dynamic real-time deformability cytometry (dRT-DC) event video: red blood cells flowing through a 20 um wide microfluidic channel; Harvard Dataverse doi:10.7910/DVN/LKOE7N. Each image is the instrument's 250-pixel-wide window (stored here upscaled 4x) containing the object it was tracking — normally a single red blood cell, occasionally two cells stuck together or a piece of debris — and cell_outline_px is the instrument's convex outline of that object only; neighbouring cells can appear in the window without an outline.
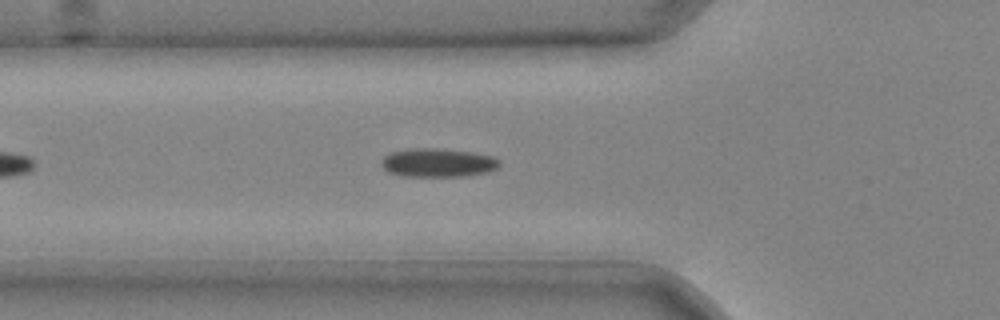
{"species": "common noctule bat (a hibernating species)", "species_latin": "Nyctalus noctula", "temperature_condition": "cold", "stored_images_in_passage": 13, "camera_frame_rate_fps": 3000, "um_per_image_px": 0.085, "animal": {"sex": "male", "body_mass_g": 20.4}, "frame": {"image": 1, "passage_image": 2, "time_ms": 0.333, "image_size_px": [1000, 320], "cell_outline_px": [[500, 164], [496, 168], [484, 172], [464, 176], [404, 176], [388, 172], [380, 164], [380, 160], [384, 156], [392, 152], [412, 148], [436, 148], [472, 152], [492, 156], [500, 160]], "centroid_in_image_um": [37.18, 13.82], "position_along_channel_um": 88.6, "area_um2": 19.59}}
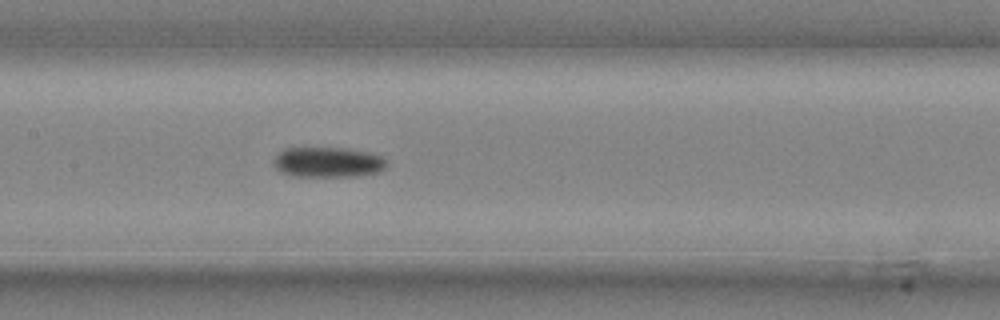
{"frame": {"image": 2, "passage_image": 8, "time_ms": 2.333, "image_size_px": [1000, 320], "cell_outline_px": [[388, 164], [380, 172], [360, 176], [292, 176], [280, 172], [276, 168], [272, 160], [284, 148], [344, 148], [372, 152], [380, 156]], "centroid_in_image_um": [27.88, 13.79], "position_along_channel_um": 179.5, "area_um2": 20.06}}
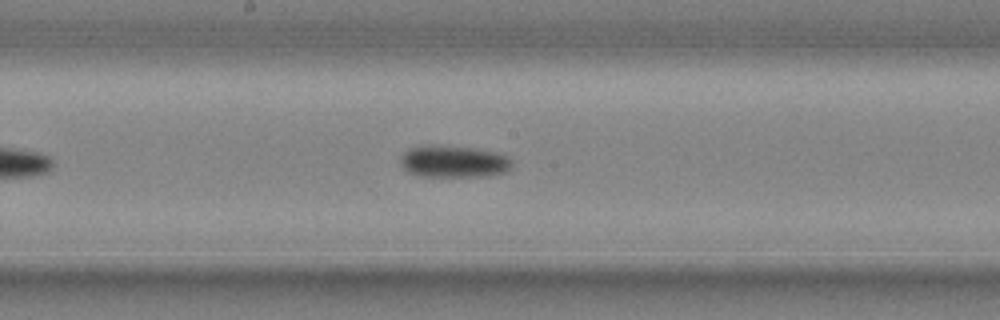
{"frame": {"image": 3, "passage_image": 10, "time_ms": 3.0, "image_size_px": [1000, 320], "cell_outline_px": [[512, 164], [508, 172], [488, 176], [420, 176], [408, 172], [400, 164], [400, 160], [404, 152], [408, 148], [420, 144], [472, 148], [496, 152], [508, 156], [512, 160]], "centroid_in_image_um": [38.56, 13.72], "position_along_channel_um": 209.6, "area_um2": 20.98}}